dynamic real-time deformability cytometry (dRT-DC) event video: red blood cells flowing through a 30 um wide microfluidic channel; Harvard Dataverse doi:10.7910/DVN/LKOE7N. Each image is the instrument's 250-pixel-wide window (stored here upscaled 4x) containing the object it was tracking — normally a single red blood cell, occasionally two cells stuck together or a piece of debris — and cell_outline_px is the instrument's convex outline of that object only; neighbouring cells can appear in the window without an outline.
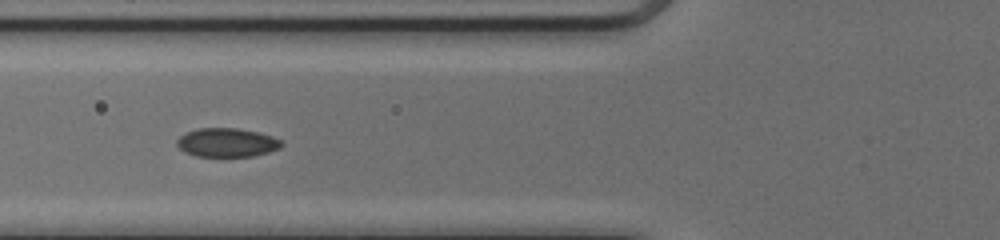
{"species": "common noctule bat (a hibernating species)", "species_latin": "Nyctalus noctula", "temperature_condition": "cold", "stored_images_in_passage": 23, "camera_frame_rate_fps": 3000, "um_per_image_px": 0.085, "animal": {"sex": "female", "body_mass_g": 17.0, "forearm_length_mm": 48.0}, "frame": {"image": 1, "passage_image": 7, "time_ms": 2.0, "image_size_px": [1000, 240], "cell_outline_px": [[284, 144], [280, 148], [268, 152], [252, 156], [196, 156], [184, 152], [176, 144], [176, 140], [180, 136], [196, 128], [236, 128], [260, 132], [272, 136], [280, 140]], "centroid_in_image_um": [19.29, 12.11], "position_along_channel_um": 106.5, "area_um2": 17.57}}
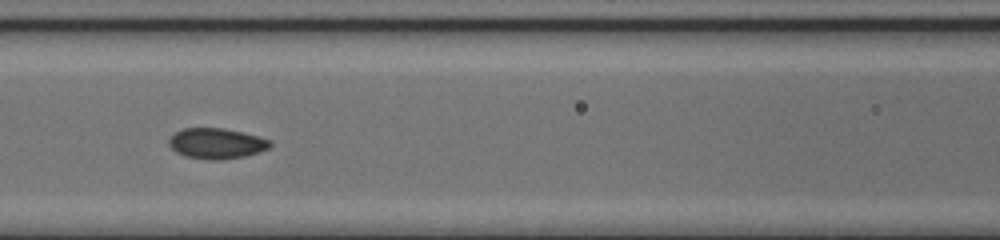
{"frame": {"image": 2, "passage_image": 10, "time_ms": 3.0, "image_size_px": [1000, 240], "cell_outline_px": [[272, 144], [268, 148], [260, 152], [244, 156], [224, 160], [208, 160], [184, 156], [176, 152], [168, 144], [168, 140], [176, 132], [184, 128], [224, 128], [244, 132], [272, 140]], "centroid_in_image_um": [18.42, 12.2], "position_along_channel_um": 148.2, "area_um2": 18.21}}